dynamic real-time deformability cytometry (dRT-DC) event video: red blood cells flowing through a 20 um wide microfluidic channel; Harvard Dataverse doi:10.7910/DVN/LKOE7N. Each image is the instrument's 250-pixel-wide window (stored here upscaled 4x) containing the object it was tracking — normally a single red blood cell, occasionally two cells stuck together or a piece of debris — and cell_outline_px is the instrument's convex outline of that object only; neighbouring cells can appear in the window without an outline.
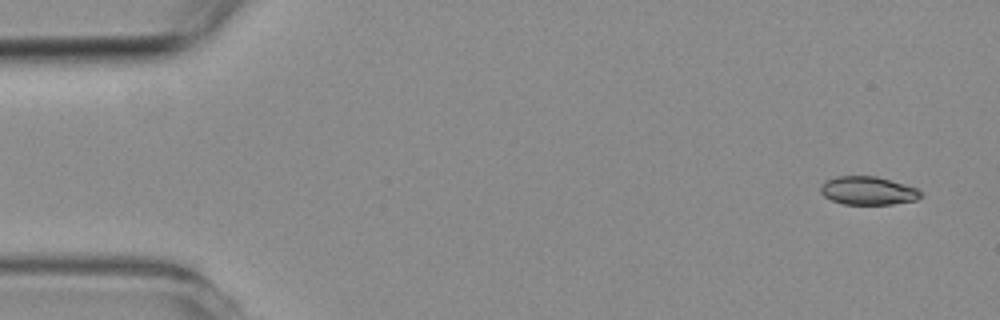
{"species": "common noctule bat (a hibernating species)", "species_latin": "Nyctalus noctula", "temperature_condition": "room temperature", "stored_images_in_passage": 4, "camera_frame_rate_fps": 3000, "um_per_image_px": 0.085, "animal": {"sex": "female", "body_mass_g": 19.3, "forearm_length_mm": 54.1}, "frame": {"image": 1, "passage_image": 1, "time_ms": 0.0, "image_size_px": [1000, 320], "cell_outline_px": [[920, 196], [916, 200], [892, 204], [844, 204], [832, 200], [824, 196], [820, 192], [820, 184], [824, 180], [836, 176], [876, 176], [904, 184], [916, 188], [920, 192]], "centroid_in_image_um": [73.71, 16.2], "position_along_channel_um": 11.3, "area_um2": 16.47}}
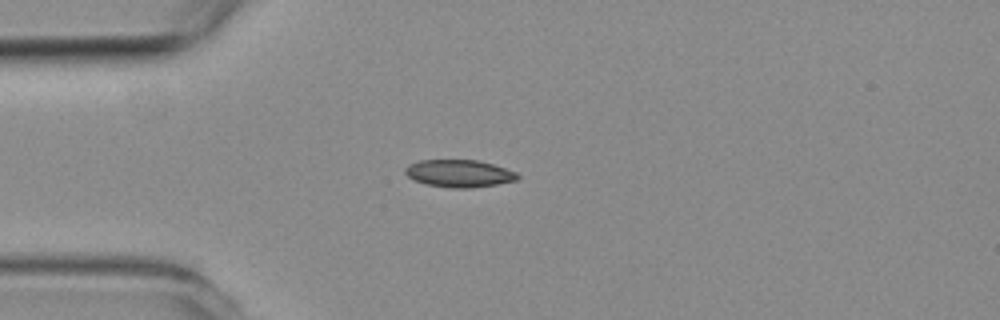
{"frame": {"image": 2, "passage_image": 4, "time_ms": 3.667, "image_size_px": [1000, 320], "cell_outline_px": [[520, 176], [516, 180], [496, 184], [472, 188], [452, 188], [424, 184], [412, 180], [404, 172], [404, 168], [408, 164], [420, 160], [480, 160], [516, 172]], "centroid_in_image_um": [38.98, 14.74], "position_along_channel_um": 46.0, "area_um2": 18.03}}